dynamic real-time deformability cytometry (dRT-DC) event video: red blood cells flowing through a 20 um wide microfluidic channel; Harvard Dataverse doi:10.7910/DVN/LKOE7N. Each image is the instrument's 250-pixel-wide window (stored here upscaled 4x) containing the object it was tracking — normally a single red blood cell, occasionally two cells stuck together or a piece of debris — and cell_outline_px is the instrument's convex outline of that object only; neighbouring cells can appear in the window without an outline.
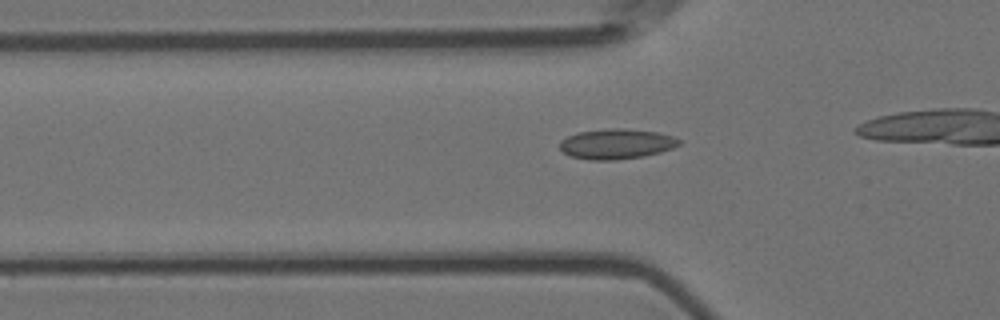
{"species": "Egyptian fruit bat (a non-hibernating species)", "species_latin": "Rousettus aegyptiacus", "temperature_condition": "room temperature", "stored_images_in_passage": 35, "camera_frame_rate_fps": 3000, "um_per_image_px": 0.085, "animal": {"sex": "female"}, "frame": {"image": 1, "passage_image": 9, "time_ms": 2.667, "image_size_px": [1000, 320], "cell_outline_px": [[680, 144], [672, 148], [660, 152], [644, 156], [616, 160], [588, 160], [572, 156], [564, 152], [560, 148], [560, 140], [568, 136], [580, 132], [608, 128], [624, 128], [656, 132], [672, 136], [680, 140]], "centroid_in_image_um": [52.39, 12.23], "position_along_channel_um": 73.4, "area_um2": 20.87}}
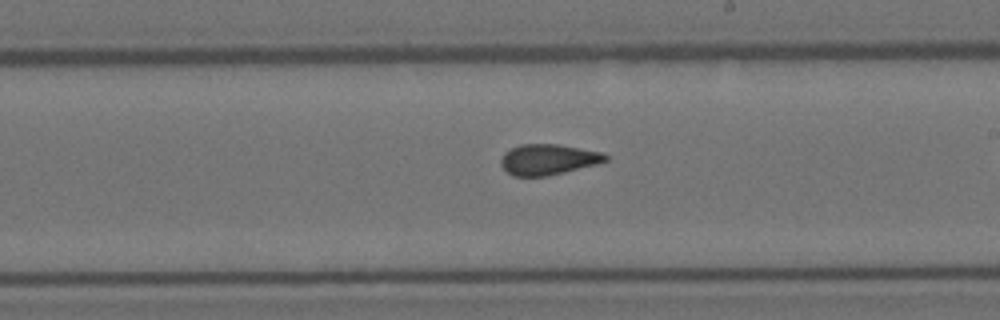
{"frame": {"image": 2, "passage_image": 23, "time_ms": 7.333, "image_size_px": [1000, 320], "cell_outline_px": [[608, 160], [596, 164], [548, 176], [512, 176], [500, 164], [500, 160], [504, 152], [520, 144], [560, 144], [604, 152], [608, 156]], "centroid_in_image_um": [46.6, 13.54], "position_along_channel_um": 242.4, "area_um2": 18.79}}
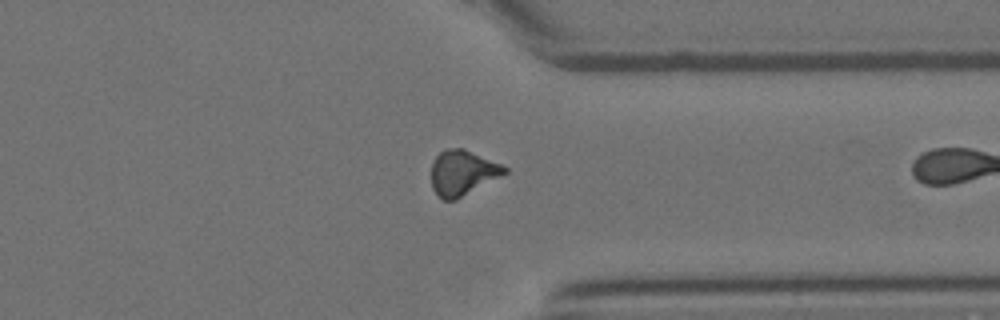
{"frame": {"image": 3, "passage_image": 34, "time_ms": 11.0, "image_size_px": [1000, 320], "cell_outline_px": [[508, 172], [456, 200], [444, 200], [432, 188], [432, 164], [436, 156], [440, 152], [448, 148], [464, 148], [500, 164], [508, 168]], "centroid_in_image_um": [39.31, 14.68], "position_along_channel_um": 372.1, "area_um2": 19.02}}